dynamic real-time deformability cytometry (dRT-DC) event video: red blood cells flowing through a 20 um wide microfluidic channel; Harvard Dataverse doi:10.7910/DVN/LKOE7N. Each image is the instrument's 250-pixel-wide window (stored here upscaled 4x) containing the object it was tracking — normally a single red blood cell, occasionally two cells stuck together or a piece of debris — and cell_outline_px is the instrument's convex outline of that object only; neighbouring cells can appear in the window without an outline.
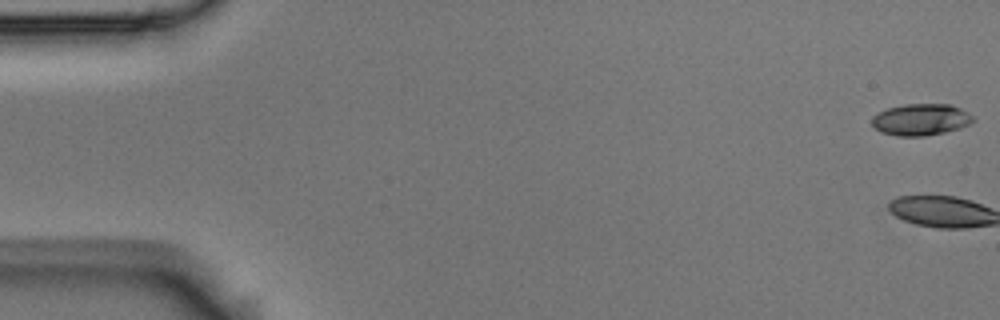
{"species": "Egyptian fruit bat (a non-hibernating species)", "species_latin": "Rousettus aegyptiacus", "temperature_condition": "room temperature", "stored_images_in_passage": 14, "camera_frame_rate_fps": 3000, "um_per_image_px": 0.085, "animal": {"sex": "male"}, "frame": {"image": 1, "passage_image": 1, "time_ms": 0.0, "image_size_px": [1000, 320], "cell_outline_px": [[976, 120], [960, 128], [944, 132], [924, 136], [896, 136], [880, 132], [872, 124], [872, 116], [888, 108], [904, 104], [952, 104], [968, 112]], "centroid_in_image_um": [78.28, 10.16], "position_along_channel_um": 6.7, "area_um2": 18.67}}
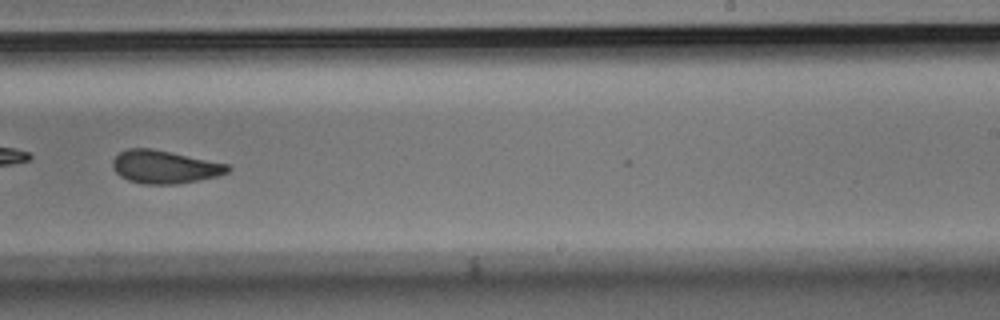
{"frame": {"image": 2, "passage_image": 10, "time_ms": 3.0, "image_size_px": [1000, 320], "cell_outline_px": [[232, 168], [228, 172], [216, 176], [176, 184], [144, 184], [128, 180], [120, 176], [112, 168], [112, 160], [120, 152], [128, 148], [152, 148], [228, 164]], "centroid_in_image_um": [13.96, 14.18], "position_along_channel_um": 275.0, "area_um2": 22.02}}
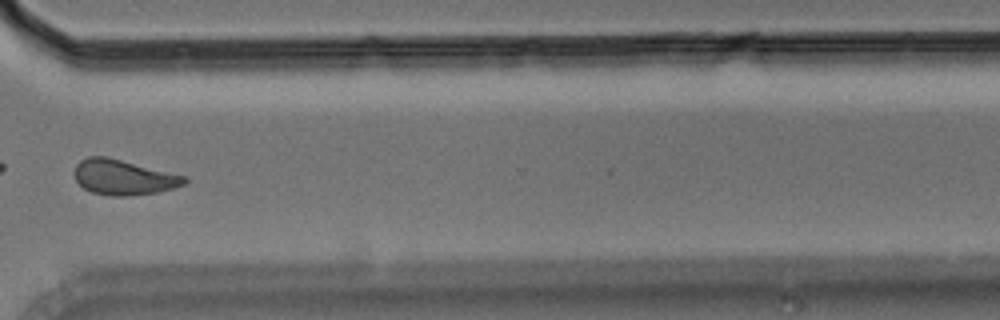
{"frame": {"image": 3, "passage_image": 12, "time_ms": 3.667, "image_size_px": [1000, 320], "cell_outline_px": [[188, 180], [184, 184], [172, 188], [156, 192], [128, 196], [112, 196], [92, 192], [84, 188], [76, 180], [72, 172], [76, 164], [80, 160], [88, 156], [108, 156], [188, 176]], "centroid_in_image_um": [10.49, 15.05], "position_along_channel_um": 360.1, "area_um2": 22.83}}